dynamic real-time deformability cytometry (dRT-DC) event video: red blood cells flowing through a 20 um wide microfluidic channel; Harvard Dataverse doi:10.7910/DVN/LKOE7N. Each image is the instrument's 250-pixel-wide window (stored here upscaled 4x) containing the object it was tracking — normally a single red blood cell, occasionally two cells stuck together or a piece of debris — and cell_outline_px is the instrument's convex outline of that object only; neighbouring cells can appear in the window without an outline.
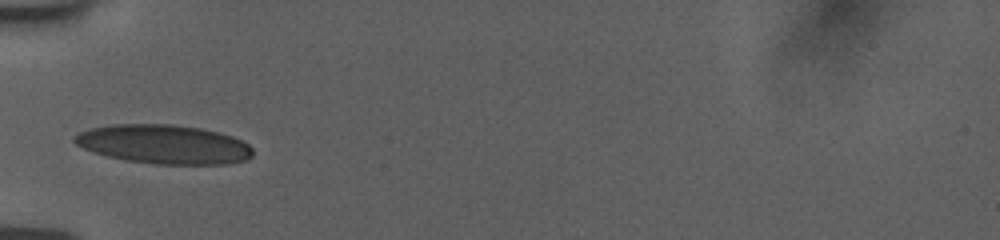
{"species": "human", "species_latin": "Homo sapiens", "temperature_condition": "room temperature", "stored_images_in_passage": 36, "camera_frame_rate_fps": 3000, "um_per_image_px": 0.085, "donor": {"sex": "female"}, "frame": {"image": 1, "passage_image": 1, "time_ms": 0.0, "image_size_px": [1000, 240], "cell_outline_px": [[252, 156], [248, 160], [228, 164], [156, 164], [124, 160], [92, 152], [76, 144], [72, 140], [72, 136], [88, 128], [112, 124], [172, 124], [200, 128], [232, 136], [248, 144], [252, 148]], "centroid_in_image_um": [13.9, 12.26], "position_along_channel_um": 71.1, "area_um2": 40.75}}
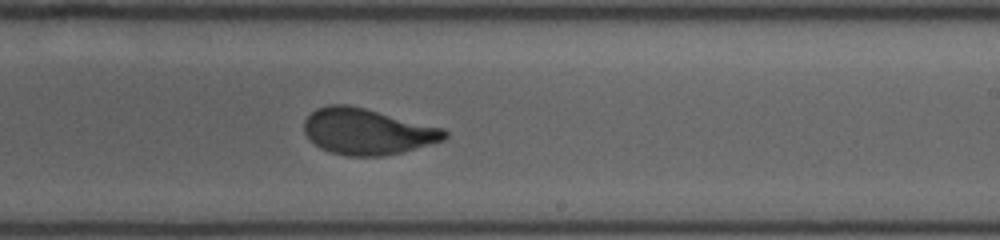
{"frame": {"image": 2, "passage_image": 16, "time_ms": 5.0, "image_size_px": [1000, 240], "cell_outline_px": [[448, 136], [444, 140], [416, 148], [400, 152], [380, 156], [344, 156], [328, 152], [320, 148], [308, 140], [304, 132], [304, 120], [316, 108], [328, 104], [348, 104], [444, 128], [448, 132]], "centroid_in_image_um": [31.17, 11.18], "position_along_channel_um": 257.8, "area_um2": 37.86}}
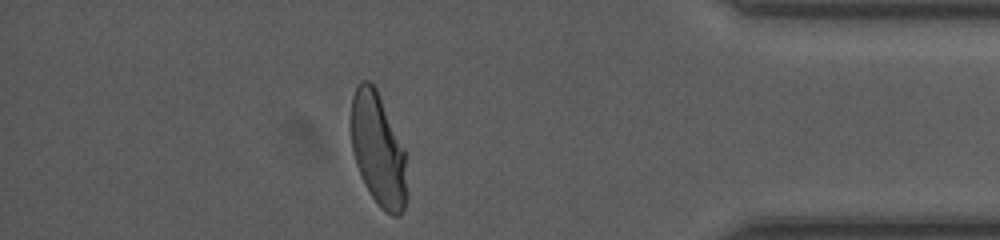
{"frame": {"image": 3, "passage_image": 30, "time_ms": 9.667, "image_size_px": [1000, 240], "cell_outline_px": [[404, 208], [400, 216], [392, 216], [384, 212], [380, 208], [364, 184], [360, 176], [352, 152], [352, 96], [356, 84], [360, 80], [368, 80], [376, 88], [404, 148]], "centroid_in_image_um": [32.1, 12.69], "position_along_channel_um": 403.1, "area_um2": 36.07}, "authors_computed_cell_mechanics": {"area_um2": 37.9746, "velocity_mm_per_s": 3.756, "shape_relaxation_time_tau1_ms": 4.5669, "shape_relaxation_time_tau2_ms": null, "deformation_change_tau1": 0.1865, "deformation_change_tau2": null}}